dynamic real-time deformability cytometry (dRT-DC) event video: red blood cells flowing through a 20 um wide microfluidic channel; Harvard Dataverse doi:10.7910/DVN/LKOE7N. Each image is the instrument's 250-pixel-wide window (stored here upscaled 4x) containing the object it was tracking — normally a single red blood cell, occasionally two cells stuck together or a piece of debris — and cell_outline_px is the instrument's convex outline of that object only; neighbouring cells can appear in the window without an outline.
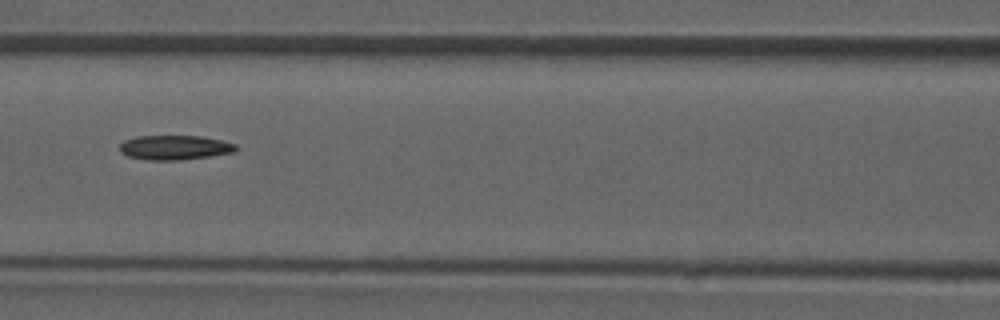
{"species": "common noctule bat (a hibernating species)", "species_latin": "Nyctalus noctula", "temperature_condition": "room temperature", "stored_images_in_passage": 39, "camera_frame_rate_fps": 3000, "um_per_image_px": 0.085, "animal": {"sex": "male", "forearm_length_mm": 52.5}, "frame": {"image": 1, "passage_image": 12, "time_ms": 3.667, "image_size_px": [1000, 320], "cell_outline_px": [[236, 152], [212, 156], [180, 160], [148, 160], [128, 156], [120, 152], [120, 144], [124, 140], [136, 136], [200, 136], [220, 140], [236, 144]], "centroid_in_image_um": [14.85, 12.54], "position_along_channel_um": 151.8, "area_um2": 16.65}}